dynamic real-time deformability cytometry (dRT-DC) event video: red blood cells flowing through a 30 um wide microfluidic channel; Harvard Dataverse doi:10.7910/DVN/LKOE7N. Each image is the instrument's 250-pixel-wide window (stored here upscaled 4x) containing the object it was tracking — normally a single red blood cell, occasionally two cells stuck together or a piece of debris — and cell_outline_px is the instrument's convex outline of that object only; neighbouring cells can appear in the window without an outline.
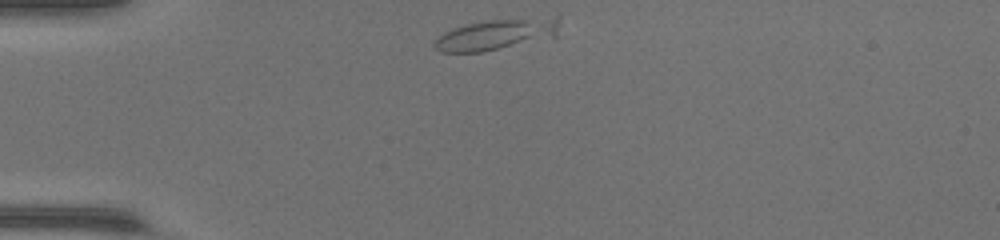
{"species": "common noctule bat (a hibernating species)", "species_latin": "Nyctalus noctula", "temperature_condition": "warm", "stored_images_in_passage": 9, "camera_frame_rate_fps": 3000, "um_per_image_px": 0.085, "animal": {"sex": "female", "body_mass_g": 17.0, "forearm_length_mm": 48.0}, "frame": {"image": 1, "passage_image": 1, "time_ms": 0.0, "image_size_px": [1000, 240], "cell_outline_px": [[528, 36], [520, 40], [496, 48], [480, 52], [440, 52], [432, 48], [432, 40], [444, 32], [452, 28], [468, 24], [488, 20], [524, 20]], "centroid_in_image_um": [40.84, 3.08], "position_along_channel_um": 44.2, "area_um2": 16.47}}
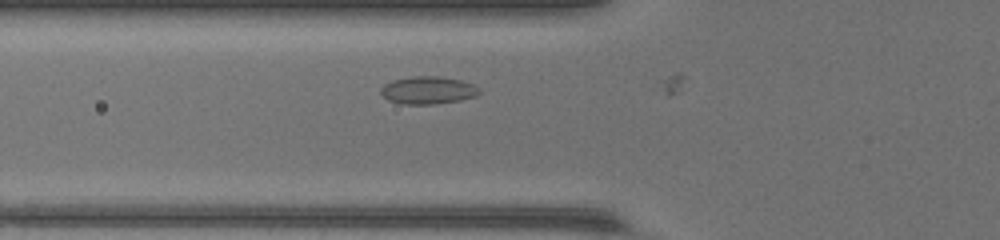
{"frame": {"image": 2, "passage_image": 7, "time_ms": 2.0, "image_size_px": [1000, 240], "cell_outline_px": [[480, 92], [476, 96], [460, 100], [436, 104], [404, 104], [388, 100], [380, 92], [380, 88], [384, 84], [392, 80], [412, 76], [440, 76], [460, 80], [472, 84]], "centroid_in_image_um": [36.34, 7.67], "position_along_channel_um": 89.5, "area_um2": 15.78}}